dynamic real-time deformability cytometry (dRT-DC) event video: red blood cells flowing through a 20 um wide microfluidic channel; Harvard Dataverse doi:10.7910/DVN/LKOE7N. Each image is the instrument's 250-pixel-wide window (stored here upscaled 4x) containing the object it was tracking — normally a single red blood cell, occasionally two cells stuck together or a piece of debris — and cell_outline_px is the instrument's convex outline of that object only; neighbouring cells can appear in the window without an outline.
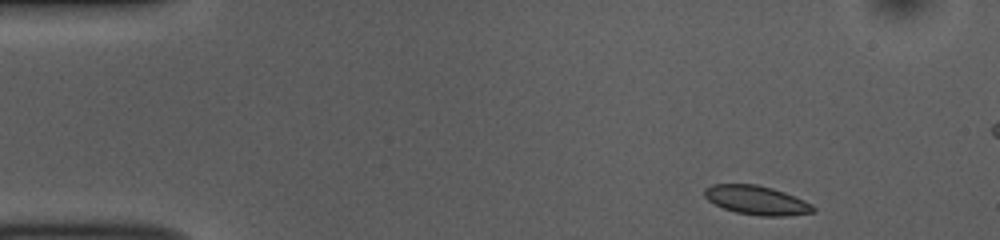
{"species": "common noctule bat (a hibernating species)", "species_latin": "Nyctalus noctula", "temperature_condition": "room temperature", "stored_images_in_passage": 48, "camera_frame_rate_fps": 3000, "um_per_image_px": 0.085, "animal": {"sex": "female", "body_mass_g": 10.0, "forearm_length_mm": 53.1}, "frame": {"image": 1, "passage_image": 1, "time_ms": 0.0, "image_size_px": [1000, 240], "cell_outline_px": [[816, 208], [812, 212], [788, 216], [760, 216], [736, 212], [724, 208], [708, 200], [704, 196], [704, 188], [712, 184], [756, 184], [772, 188], [784, 192], [804, 200], [812, 204]], "centroid_in_image_um": [64.31, 17.01], "position_along_channel_um": 20.7, "area_um2": 18.32}}
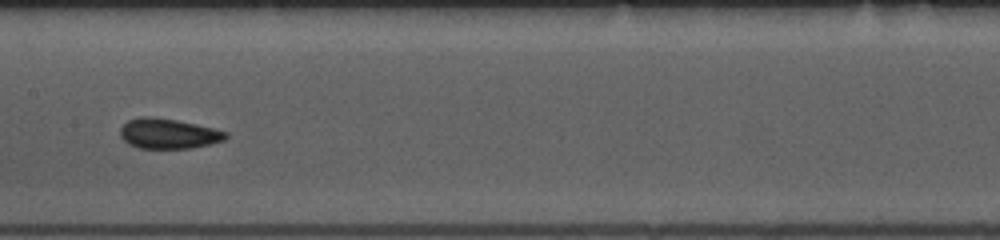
{"frame": {"image": 2, "passage_image": 21, "time_ms": 6.667, "image_size_px": [1000, 240], "cell_outline_px": [[228, 136], [224, 140], [192, 148], [140, 148], [128, 144], [120, 136], [120, 128], [128, 120], [140, 116], [152, 116], [176, 120], [216, 128], [228, 132]], "centroid_in_image_um": [14.31, 11.35], "position_along_channel_um": 193.1, "area_um2": 18.61}}
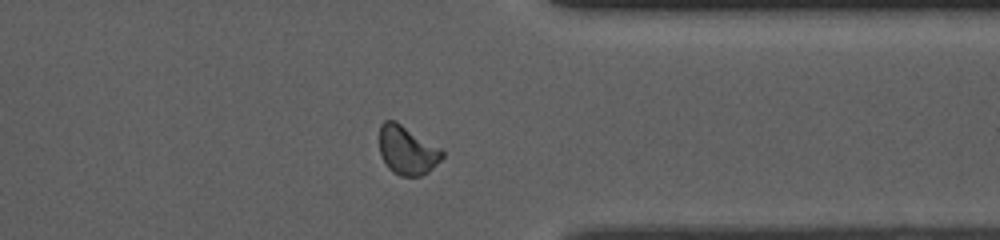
{"frame": {"image": 3, "passage_image": 36, "time_ms": 11.667, "image_size_px": [1000, 240], "cell_outline_px": [[444, 156], [428, 172], [420, 176], [400, 176], [392, 172], [388, 168], [380, 156], [380, 124], [384, 120], [396, 120], [440, 148], [444, 152]], "centroid_in_image_um": [34.58, 12.77], "position_along_channel_um": 376.8, "area_um2": 17.92}, "authors_computed_cell_mechanics": {"area_um2": 18.0625, "velocity_mm_per_s": 3.7879, "shape_relaxation_time_tau1_ms": 7.625, "shape_relaxation_time_tau2_ms": 1.9068, "deformation_change_tau1": 0.1323, "deformation_change_tau2": 0.0585}}